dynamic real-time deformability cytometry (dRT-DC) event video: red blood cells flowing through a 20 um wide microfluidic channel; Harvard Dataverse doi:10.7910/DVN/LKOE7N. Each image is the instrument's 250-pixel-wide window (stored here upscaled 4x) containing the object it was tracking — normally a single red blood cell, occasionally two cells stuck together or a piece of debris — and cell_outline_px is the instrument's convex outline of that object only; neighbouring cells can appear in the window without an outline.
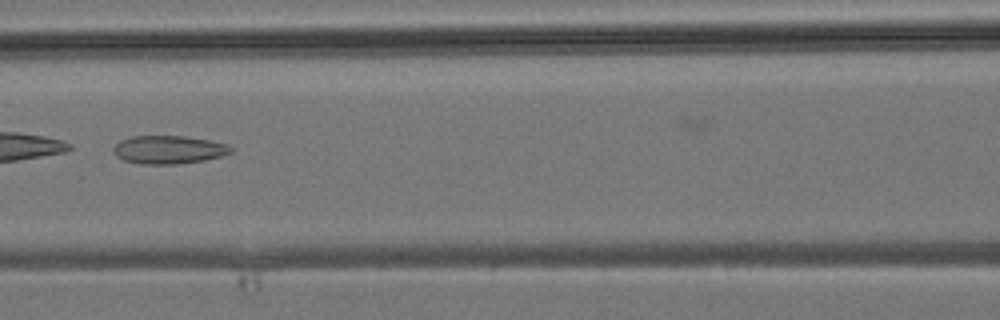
{"species": "common noctule bat (a hibernating species)", "species_latin": "Nyctalus noctula", "temperature_condition": "room temperature", "stored_images_in_passage": 28, "camera_frame_rate_fps": 3000, "um_per_image_px": 0.085, "animal": {"sex": "male", "body_mass_g": 19.2, "forearm_length_mm": 51.8}, "frame": {"image": 1, "passage_image": 9, "time_ms": 2.667, "image_size_px": [1000, 320], "cell_outline_px": [[232, 152], [220, 156], [204, 160], [176, 164], [140, 164], [124, 160], [116, 156], [112, 152], [112, 148], [120, 140], [132, 136], [184, 136], [208, 140], [224, 144], [232, 148]], "centroid_in_image_um": [14.27, 12.72], "position_along_channel_um": 152.3, "area_um2": 19.19}}